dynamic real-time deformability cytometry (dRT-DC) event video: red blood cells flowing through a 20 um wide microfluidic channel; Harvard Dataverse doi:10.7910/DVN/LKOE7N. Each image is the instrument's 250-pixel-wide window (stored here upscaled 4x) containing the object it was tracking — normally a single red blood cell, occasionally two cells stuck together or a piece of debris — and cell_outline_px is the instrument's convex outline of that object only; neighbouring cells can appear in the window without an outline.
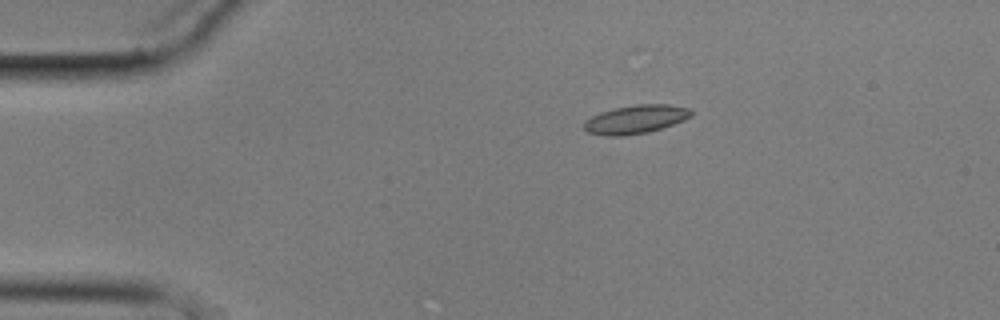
{"species": "common noctule bat (a hibernating species)", "species_latin": "Nyctalus noctula", "temperature_condition": "cold", "stored_images_in_passage": 2, "camera_frame_rate_fps": 3000, "um_per_image_px": 0.085, "animal": {"sex": "male", "body_mass_g": 17.9}, "frame": {"image": 1, "passage_image": 1, "time_ms": 0.0, "image_size_px": [1000, 320], "cell_outline_px": [[692, 116], [684, 120], [648, 132], [620, 136], [608, 136], [588, 132], [584, 128], [584, 124], [592, 116], [600, 112], [616, 108], [636, 104], [668, 104], [688, 108], [692, 112]], "centroid_in_image_um": [54.05, 10.13], "position_along_channel_um": 31.0, "area_um2": 17.51}}